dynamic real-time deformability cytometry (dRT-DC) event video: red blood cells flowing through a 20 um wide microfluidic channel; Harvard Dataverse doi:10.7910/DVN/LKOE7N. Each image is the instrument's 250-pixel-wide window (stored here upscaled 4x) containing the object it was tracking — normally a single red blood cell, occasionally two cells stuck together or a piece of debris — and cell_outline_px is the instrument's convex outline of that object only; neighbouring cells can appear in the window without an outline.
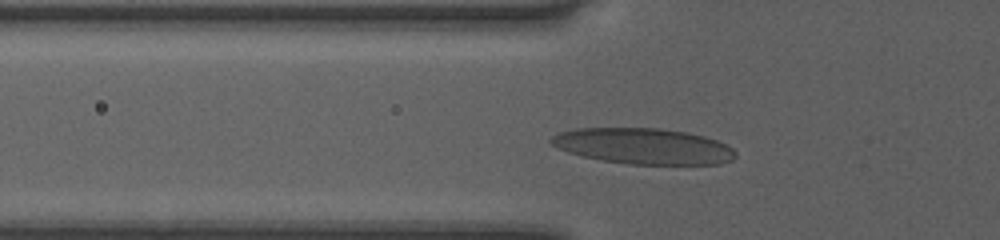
{"species": "human", "species_latin": "Homo sapiens", "temperature_condition": "room temperature", "stored_images_in_passage": 41, "camera_frame_rate_fps": 3000, "um_per_image_px": 0.085, "donor": {"sex": "female"}, "frame": {"image": 1, "passage_image": 11, "time_ms": 3.333, "image_size_px": [1000, 240], "cell_outline_px": [[736, 156], [732, 160], [720, 164], [628, 164], [580, 156], [556, 148], [548, 140], [552, 136], [560, 132], [576, 128], [660, 128], [688, 132], [704, 136], [716, 140], [732, 148], [736, 152]], "centroid_in_image_um": [54.67, 12.42], "position_along_channel_um": 71.1, "area_um2": 38.61}}
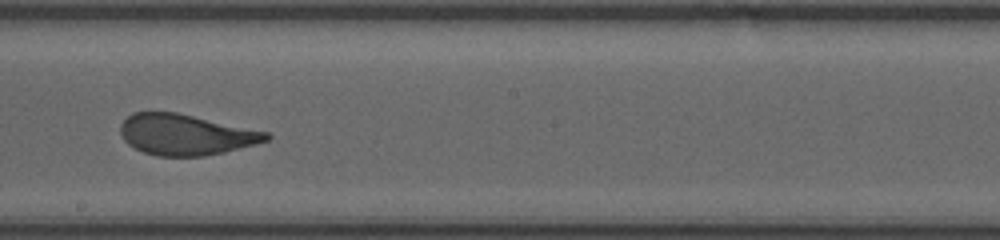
{"frame": {"image": 2, "passage_image": 23, "time_ms": 7.333, "image_size_px": [1000, 240], "cell_outline_px": [[272, 136], [268, 140], [256, 144], [224, 152], [204, 156], [156, 156], [144, 152], [128, 144], [124, 140], [120, 132], [120, 124], [132, 112], [176, 112], [268, 132]], "centroid_in_image_um": [15.78, 11.44], "position_along_channel_um": 232.4, "area_um2": 34.56}}
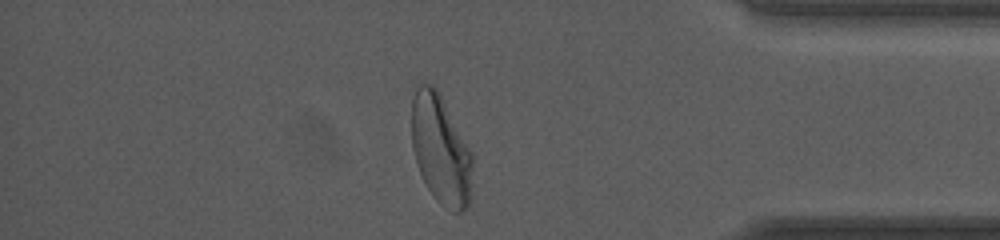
{"frame": {"image": 3, "passage_image": 37, "time_ms": 12.0, "image_size_px": [1000, 240], "cell_outline_px": [[472, 196], [468, 208], [460, 212], [452, 212], [444, 208], [436, 200], [428, 188], [416, 164], [412, 148], [412, 100], [416, 84], [424, 80], [432, 84], [436, 88], [472, 152]], "centroid_in_image_um": [37.46, 12.74], "position_along_channel_um": 397.7, "area_um2": 39.3}, "authors_computed_cell_mechanics": {"area_um2": 35.7782, "velocity_mm_per_s": 4.0398, "shape_relaxation_time_tau1_ms": 4.822, "shape_relaxation_time_tau2_ms": 0.7505, "deformation_change_tau1": 0.1838, "deformation_change_tau2": 0.0724}}